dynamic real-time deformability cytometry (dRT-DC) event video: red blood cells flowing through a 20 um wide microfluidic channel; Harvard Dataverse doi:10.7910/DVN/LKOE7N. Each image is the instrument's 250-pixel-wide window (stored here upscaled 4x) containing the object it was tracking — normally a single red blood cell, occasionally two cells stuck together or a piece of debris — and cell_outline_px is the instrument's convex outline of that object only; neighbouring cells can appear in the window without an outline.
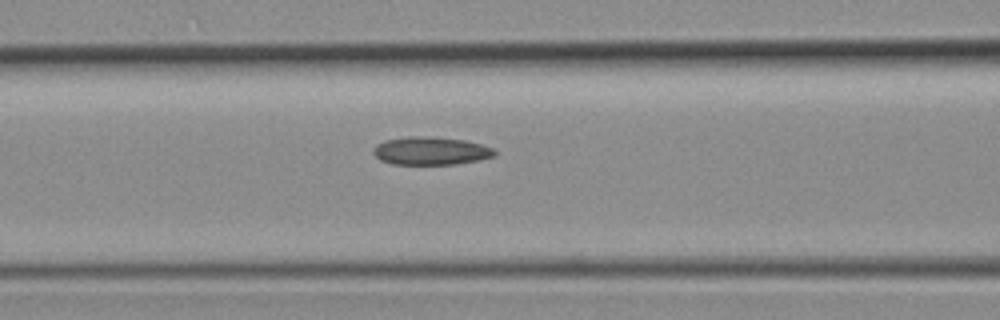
{"species": "common noctule bat (a hibernating species)", "species_latin": "Nyctalus noctula", "temperature_condition": "room temperature", "stored_images_in_passage": 5, "camera_frame_rate_fps": 3000, "um_per_image_px": 0.085, "animal": {"sex": "female", "body_mass_g": 19.3, "forearm_length_mm": 54.1}, "frame": {"image": 1, "passage_image": 5, "time_ms": 1.333, "image_size_px": [1000, 320], "cell_outline_px": [[496, 156], [456, 164], [392, 164], [380, 160], [372, 152], [372, 148], [376, 144], [384, 140], [408, 136], [432, 136], [464, 140], [480, 144], [492, 148], [496, 152]], "centroid_in_image_um": [36.57, 12.81], "position_along_channel_um": 130.0, "area_um2": 19.88}}